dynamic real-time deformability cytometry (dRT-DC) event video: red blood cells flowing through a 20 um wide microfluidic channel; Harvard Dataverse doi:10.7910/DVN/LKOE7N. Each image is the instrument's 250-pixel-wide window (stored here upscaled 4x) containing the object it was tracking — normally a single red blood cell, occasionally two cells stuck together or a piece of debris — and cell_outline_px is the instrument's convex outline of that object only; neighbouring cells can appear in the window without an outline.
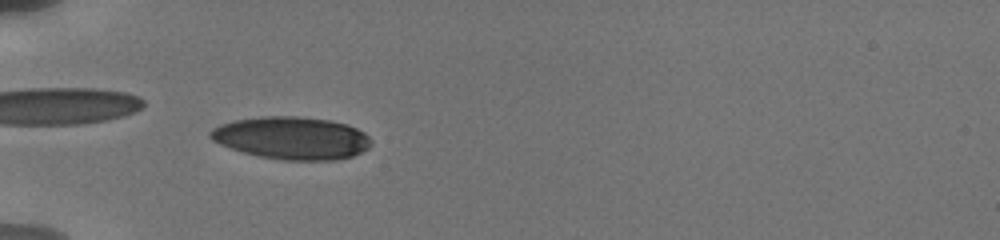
{"species": "human", "species_latin": "Homo sapiens", "temperature_condition": "cold", "stored_images_in_passage": 35, "camera_frame_rate_fps": 3000, "um_per_image_px": 0.085, "donor": {"sex": "male"}, "frame": {"image": 1, "passage_image": 8, "time_ms": 2.667, "image_size_px": [1000, 240], "cell_outline_px": [[372, 144], [368, 148], [352, 156], [336, 160], [284, 160], [260, 156], [244, 152], [220, 144], [212, 140], [208, 136], [208, 132], [212, 128], [220, 124], [232, 120], [260, 116], [296, 116], [328, 120], [348, 124], [364, 132], [372, 140]], "centroid_in_image_um": [24.79, 11.72], "position_along_channel_um": 60.2, "area_um2": 40.0}}
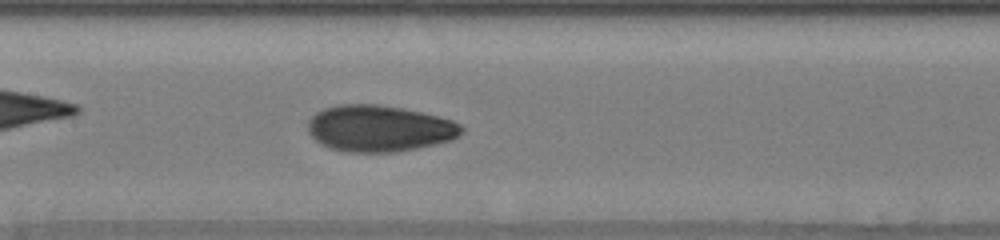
{"frame": {"image": 2, "passage_image": 18, "time_ms": 6.0, "image_size_px": [1000, 240], "cell_outline_px": [[464, 132], [460, 136], [452, 140], [416, 148], [396, 152], [348, 152], [332, 148], [320, 144], [308, 132], [308, 120], [316, 112], [324, 108], [340, 104], [380, 104], [404, 108], [452, 120], [460, 124], [464, 128]], "centroid_in_image_um": [32.24, 10.91], "position_along_channel_um": 175.2, "area_um2": 41.67}}
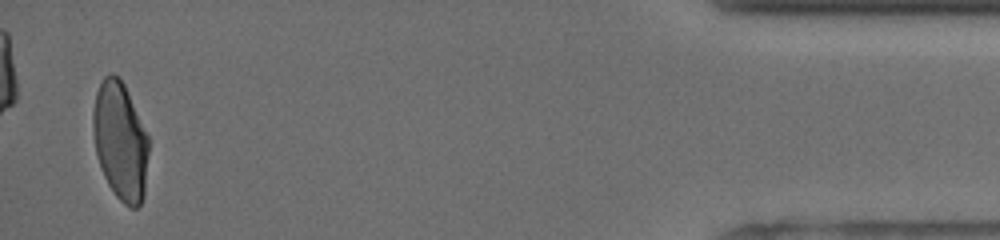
{"frame": {"image": 3, "passage_image": 35, "time_ms": 14.333, "image_size_px": [1000, 240], "cell_outline_px": [[148, 152], [144, 196], [140, 204], [136, 208], [132, 208], [124, 204], [116, 196], [108, 184], [100, 168], [96, 152], [92, 128], [92, 112], [96, 92], [104, 76], [112, 72], [120, 76], [124, 84], [148, 136]], "centroid_in_image_um": [10.21, 11.98], "position_along_channel_um": 425.0, "area_um2": 38.32}, "authors_computed_cell_mechanics": {"area_um2": 39.4774, "velocity_mm_per_s": 3.8164, "shape_relaxation_time_tau1_ms": 4.0346, "shape_relaxation_time_tau2_ms": 1.6137, "deformation_change_tau1": 0.1529, "deformation_change_tau2": 0.0647}}